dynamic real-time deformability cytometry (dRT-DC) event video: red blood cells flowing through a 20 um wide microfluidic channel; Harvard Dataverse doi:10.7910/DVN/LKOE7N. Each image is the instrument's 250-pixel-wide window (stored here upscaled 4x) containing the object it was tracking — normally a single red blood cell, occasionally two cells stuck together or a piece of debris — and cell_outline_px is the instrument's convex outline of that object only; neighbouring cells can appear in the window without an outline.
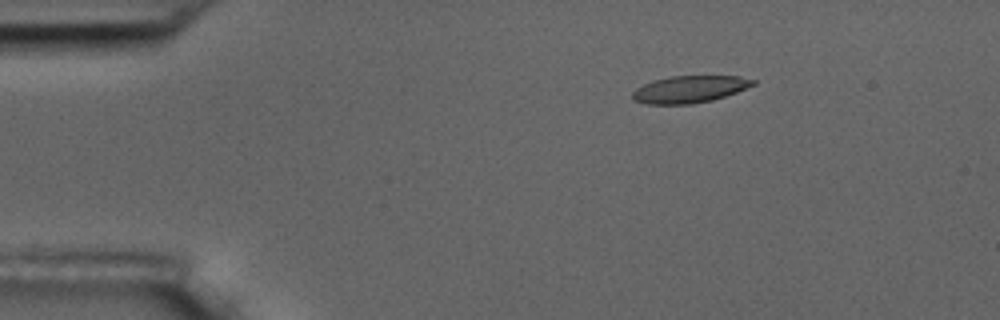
{"species": "common noctule bat (a hibernating species)", "species_latin": "Nyctalus noctula", "temperature_condition": "room temperature", "stored_images_in_passage": 3, "camera_frame_rate_fps": 3000, "um_per_image_px": 0.085, "animal": {"sex": "male", "body_mass_g": 17.5, "forearm_length_mm": 52.3}, "frame": {"image": 1, "passage_image": 1, "time_ms": 0.0, "image_size_px": [1000, 320], "cell_outline_px": [[756, 84], [736, 92], [712, 100], [692, 104], [648, 104], [632, 100], [632, 92], [636, 88], [652, 80], [672, 76], [740, 76], [756, 80]], "centroid_in_image_um": [58.6, 7.58], "position_along_channel_um": 26.4, "area_um2": 19.02}}